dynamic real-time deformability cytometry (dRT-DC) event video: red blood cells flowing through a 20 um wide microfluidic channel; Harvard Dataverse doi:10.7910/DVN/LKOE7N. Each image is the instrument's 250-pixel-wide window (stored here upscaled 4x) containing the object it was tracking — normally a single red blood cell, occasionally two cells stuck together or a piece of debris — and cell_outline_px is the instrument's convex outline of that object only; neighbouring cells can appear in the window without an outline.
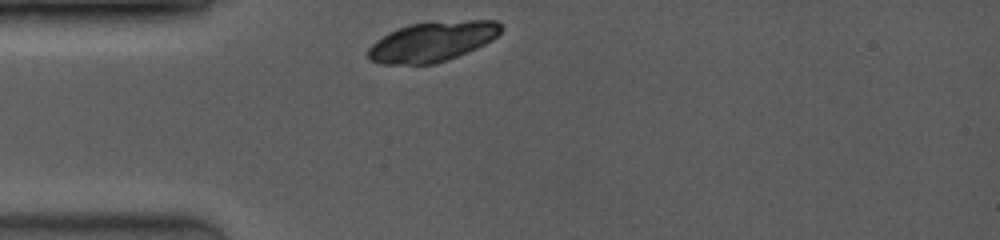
{"species": "common noctule bat (a hibernating species)", "species_latin": "Nyctalus noctula", "temperature_condition": "room temperature", "stored_images_in_passage": 3, "camera_frame_rate_fps": 3500, "um_per_image_px": 0.085, "animal": {"sex": "female", "body_mass_g": 19.0, "forearm_length_mm": 53.3}, "frame": {"image": 1, "passage_image": 1, "time_ms": 0.0, "image_size_px": [1000, 240], "cell_outline_px": [[504, 28], [492, 40], [476, 48], [456, 56], [432, 64], [380, 64], [368, 60], [368, 48], [376, 40], [388, 32], [408, 24], [468, 20], [496, 20]], "centroid_in_image_um": [36.72, 3.53], "position_along_channel_um": 48.3, "area_um2": 30.69}}